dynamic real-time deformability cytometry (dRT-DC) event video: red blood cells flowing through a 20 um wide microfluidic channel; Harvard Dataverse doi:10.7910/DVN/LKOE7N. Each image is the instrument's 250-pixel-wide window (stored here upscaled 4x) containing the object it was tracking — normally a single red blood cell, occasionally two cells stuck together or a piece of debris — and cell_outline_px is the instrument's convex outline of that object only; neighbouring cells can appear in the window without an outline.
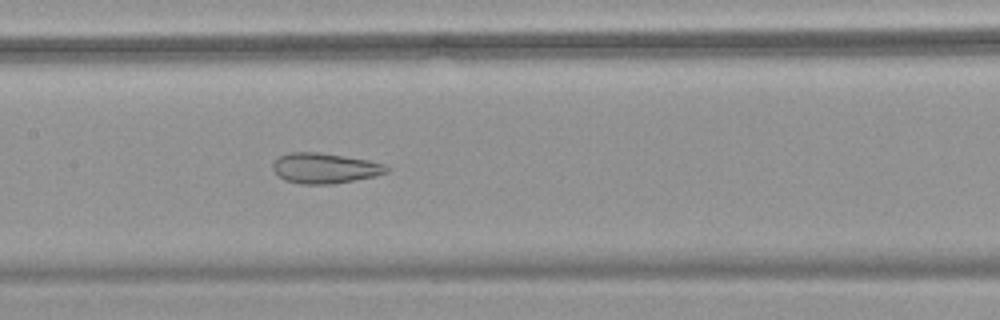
{"species": "common noctule bat (a hibernating species)", "species_latin": "Nyctalus noctula", "temperature_condition": "warm", "stored_images_in_passage": 43, "camera_frame_rate_fps": 3000, "um_per_image_px": 0.085, "animal": {"sex": "female", "body_mass_g": 18.4}, "frame": {"image": 1, "passage_image": 19, "time_ms": 6.0, "image_size_px": [1000, 320], "cell_outline_px": [[388, 172], [372, 176], [332, 184], [300, 184], [284, 180], [272, 168], [272, 164], [280, 156], [288, 152], [320, 152], [368, 160], [384, 164], [388, 168]], "centroid_in_image_um": [27.57, 14.29], "position_along_channel_um": 179.8, "area_um2": 19.88}}
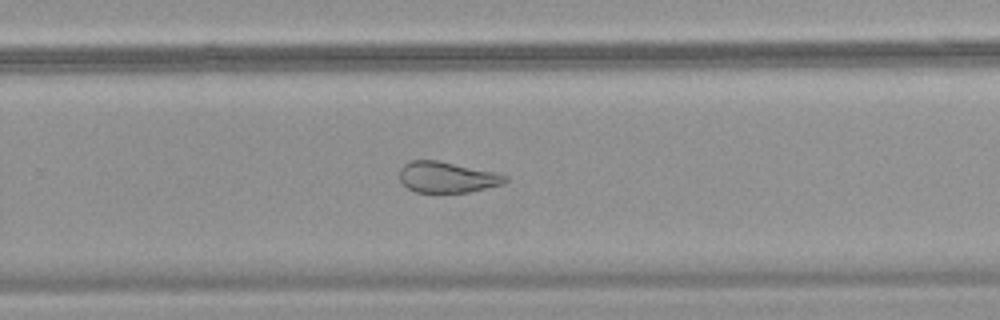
{"frame": {"image": 2, "passage_image": 27, "time_ms": 8.667, "image_size_px": [1000, 320], "cell_outline_px": [[508, 180], [500, 184], [468, 192], [416, 192], [408, 188], [400, 180], [400, 168], [404, 164], [412, 160], [436, 160], [492, 172], [508, 176]], "centroid_in_image_um": [37.95, 15.06], "position_along_channel_um": 291.9, "area_um2": 18.55}}
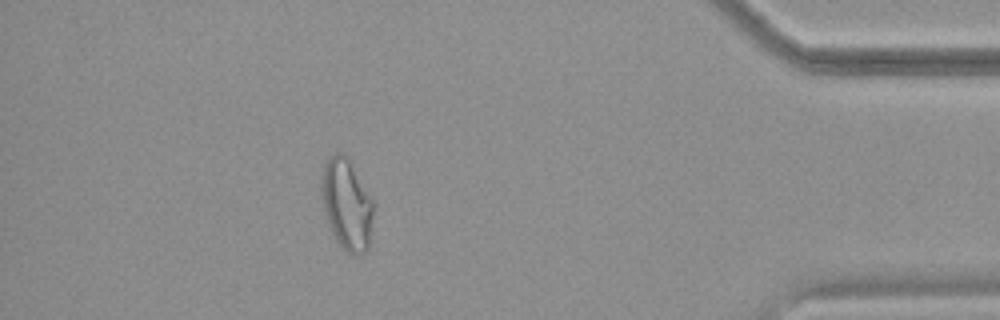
{"frame": {"image": 3, "passage_image": 38, "time_ms": 12.333, "image_size_px": [1000, 320], "cell_outline_px": [[372, 216], [368, 248], [364, 252], [352, 256], [336, 244], [328, 228], [320, 196], [320, 176], [324, 164], [336, 152], [340, 152], [348, 156], [372, 200]], "centroid_in_image_um": [29.4, 17.39], "position_along_channel_um": 405.8, "area_um2": 27.98}}